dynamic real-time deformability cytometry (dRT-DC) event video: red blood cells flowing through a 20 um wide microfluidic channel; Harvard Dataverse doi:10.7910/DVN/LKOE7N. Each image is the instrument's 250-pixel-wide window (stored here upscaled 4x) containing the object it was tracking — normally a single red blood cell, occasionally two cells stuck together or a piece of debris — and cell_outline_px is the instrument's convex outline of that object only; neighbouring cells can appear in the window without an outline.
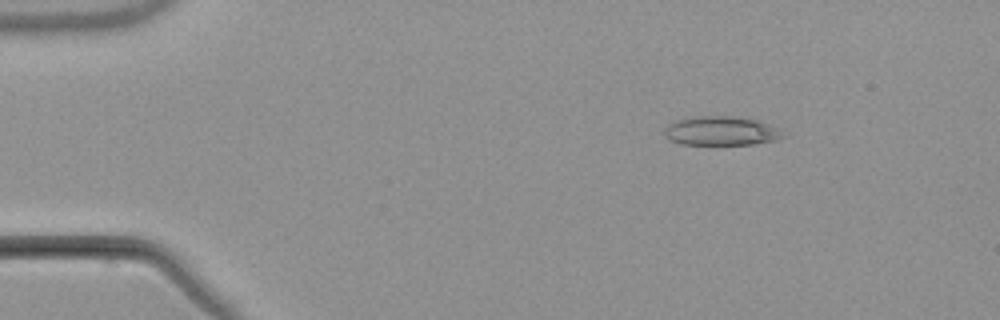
{"species": "common noctule bat (a hibernating species)", "species_latin": "Nyctalus noctula", "temperature_condition": "warm", "stored_images_in_passage": 7, "camera_frame_rate_fps": 3000, "um_per_image_px": 0.085, "animal": {"sex": "male", "body_mass_g": 21.5, "forearm_length_mm": 52.0}, "frame": {"image": 1, "passage_image": 3, "time_ms": 2.333, "image_size_px": [1000, 320], "cell_outline_px": [[784, 136], [772, 140], [752, 144], [680, 144], [668, 140], [664, 136], [664, 128], [668, 124], [676, 120], [700, 116], [732, 116], [756, 120], [784, 128]], "centroid_in_image_um": [61.29, 11.12], "position_along_channel_um": 23.7, "area_um2": 20.17}}
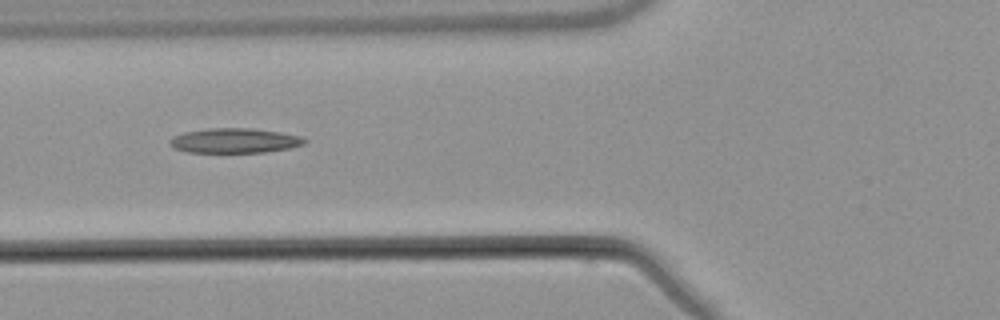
{"frame": {"image": 2, "passage_image": 6, "time_ms": 6.667, "image_size_px": [1000, 320], "cell_outline_px": [[308, 140], [304, 144], [288, 148], [264, 152], [188, 152], [172, 148], [168, 140], [172, 136], [184, 132], [208, 128], [252, 128], [280, 132], [300, 136]], "centroid_in_image_um": [19.9, 11.94], "position_along_channel_um": 105.9, "area_um2": 19.48}}
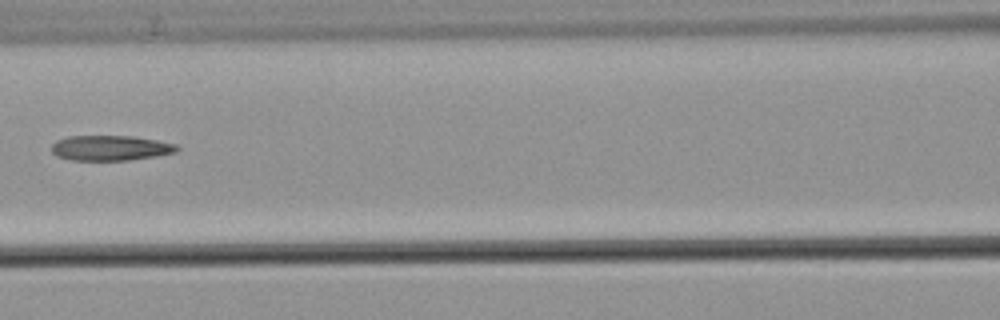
{"frame": {"image": 3, "passage_image": 7, "time_ms": 8.0, "image_size_px": [1000, 320], "cell_outline_px": [[180, 148], [176, 152], [156, 156], [128, 160], [72, 160], [56, 156], [52, 152], [52, 144], [56, 140], [68, 136], [132, 136], [156, 140], [176, 144]], "centroid_in_image_um": [9.38, 12.57], "position_along_channel_um": 157.2, "area_um2": 18.38}}